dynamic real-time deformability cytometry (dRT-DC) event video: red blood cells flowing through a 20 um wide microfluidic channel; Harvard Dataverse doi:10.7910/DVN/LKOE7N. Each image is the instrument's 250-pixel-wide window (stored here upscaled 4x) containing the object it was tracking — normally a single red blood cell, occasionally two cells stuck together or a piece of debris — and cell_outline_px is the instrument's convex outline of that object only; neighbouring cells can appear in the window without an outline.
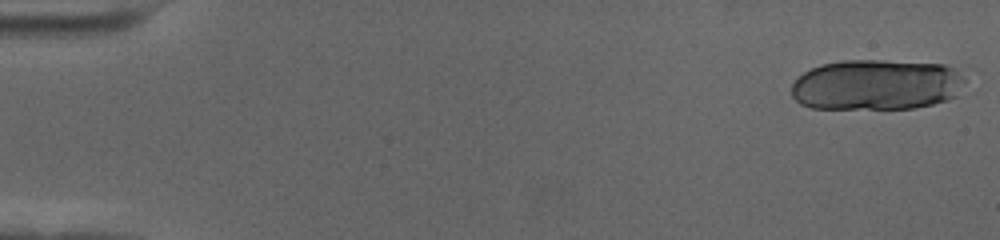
{"species": "human", "species_latin": "Homo sapiens", "temperature_condition": "cold", "stored_images_in_passage": 21, "camera_frame_rate_fps": 3000, "um_per_image_px": 0.085, "donor": {"sex": "female"}, "frame": {"image": 1, "passage_image": 1, "time_ms": 0.0, "image_size_px": [1000, 240], "cell_outline_px": [[964, 80], [956, 96], [948, 100], [916, 108], [812, 108], [800, 104], [792, 96], [792, 84], [804, 72], [820, 64], [844, 60], [884, 60], [944, 64], [952, 68], [964, 76]], "centroid_in_image_um": [74.49, 7.2], "position_along_channel_um": 10.5, "area_um2": 51.27}}